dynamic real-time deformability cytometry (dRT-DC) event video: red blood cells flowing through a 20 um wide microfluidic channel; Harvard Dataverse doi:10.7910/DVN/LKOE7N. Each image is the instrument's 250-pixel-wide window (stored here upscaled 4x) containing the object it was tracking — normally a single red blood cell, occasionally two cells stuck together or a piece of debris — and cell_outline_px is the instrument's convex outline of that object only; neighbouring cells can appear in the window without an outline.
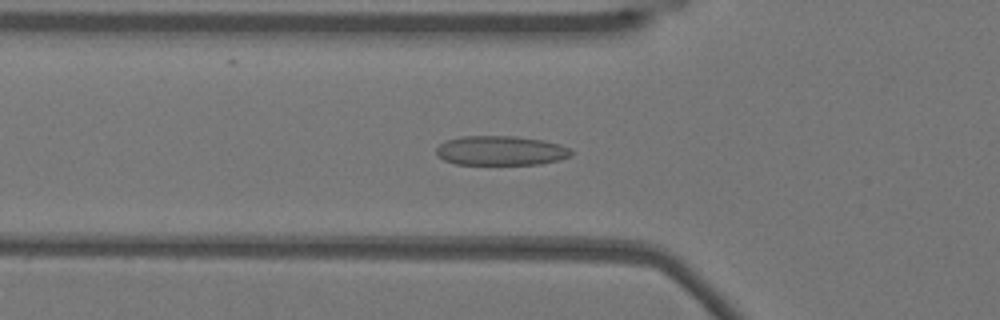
{"species": "Egyptian fruit bat (a non-hibernating species)", "species_latin": "Rousettus aegyptiacus", "temperature_condition": "warm", "stored_images_in_passage": 43, "camera_frame_rate_fps": 3000, "um_per_image_px": 0.085, "animal": {"sex": "female"}, "frame": {"image": 1, "passage_image": 17, "time_ms": 5.333, "image_size_px": [1000, 320], "cell_outline_px": [[572, 156], [560, 160], [540, 164], [456, 164], [444, 160], [436, 156], [436, 148], [444, 140], [460, 136], [516, 136], [544, 140], [560, 144], [572, 148]], "centroid_in_image_um": [42.58, 12.8], "position_along_channel_um": 83.2, "area_um2": 23.52}}
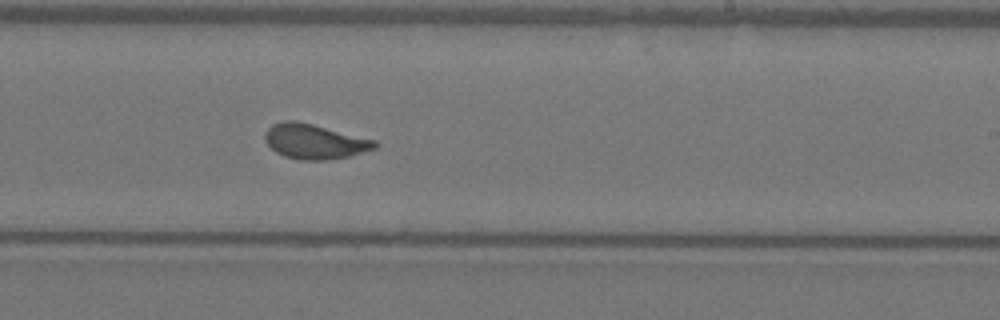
{"frame": {"image": 2, "passage_image": 31, "time_ms": 10.0, "image_size_px": [1000, 320], "cell_outline_px": [[380, 144], [376, 148], [348, 156], [324, 160], [300, 160], [284, 156], [276, 152], [264, 140], [264, 132], [272, 124], [284, 120], [296, 120], [376, 140]], "centroid_in_image_um": [26.72, 12.02], "position_along_channel_um": 262.3, "area_um2": 22.31}}
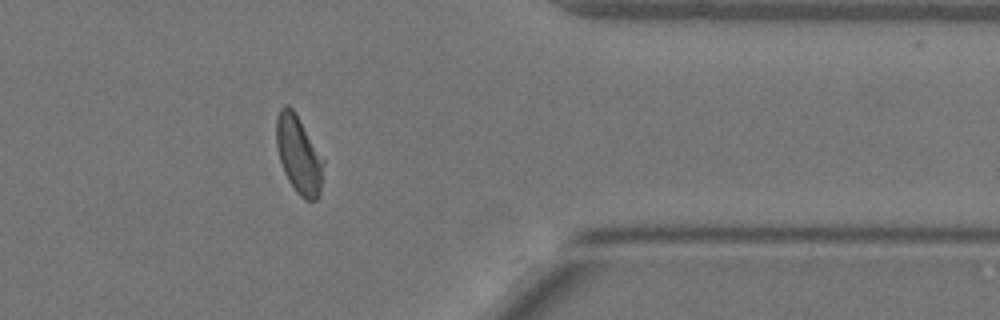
{"frame": {"image": 3, "passage_image": 42, "time_ms": 13.667, "image_size_px": [1000, 320], "cell_outline_px": [[324, 164], [320, 196], [316, 200], [304, 200], [296, 192], [288, 180], [284, 172], [280, 160], [276, 144], [276, 116], [280, 108], [284, 104], [288, 104], [296, 112], [324, 160]], "centroid_in_image_um": [25.39, 13.14], "position_along_channel_um": 386.0, "area_um2": 21.56}, "authors_computed_cell_mechanics": {"area_um2": 22.3108, "velocity_mm_per_s": 3.8173, "shape_relaxation_time_tau1_ms": 5.173, "shape_relaxation_time_tau2_ms": 0.8143, "deformation_change_tau1": 0.1634, "deformation_change_tau2": 0.0568}}